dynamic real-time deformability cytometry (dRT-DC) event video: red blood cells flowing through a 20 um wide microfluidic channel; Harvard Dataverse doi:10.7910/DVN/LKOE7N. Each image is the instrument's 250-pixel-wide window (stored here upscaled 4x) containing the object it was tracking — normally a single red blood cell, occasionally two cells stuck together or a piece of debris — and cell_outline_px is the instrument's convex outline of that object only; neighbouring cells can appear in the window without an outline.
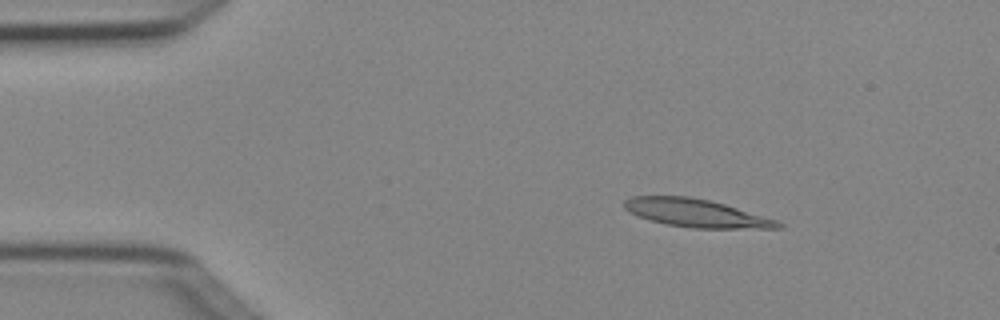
{"species": "Egyptian fruit bat (a non-hibernating species)", "species_latin": "Rousettus aegyptiacus", "temperature_condition": "cold", "stored_images_in_passage": 4, "camera_frame_rate_fps": 3000, "um_per_image_px": 0.085, "animal": {"sex": "female"}, "frame": {"image": 1, "passage_image": 2, "time_ms": 0.333, "image_size_px": [1000, 320], "cell_outline_px": [[784, 228], [692, 228], [668, 224], [652, 220], [628, 212], [624, 208], [624, 200], [632, 196], [688, 196], [708, 200], [724, 204], [776, 220], [784, 224]], "centroid_in_image_um": [59.16, 18.11], "position_along_channel_um": 25.8, "area_um2": 24.74}}
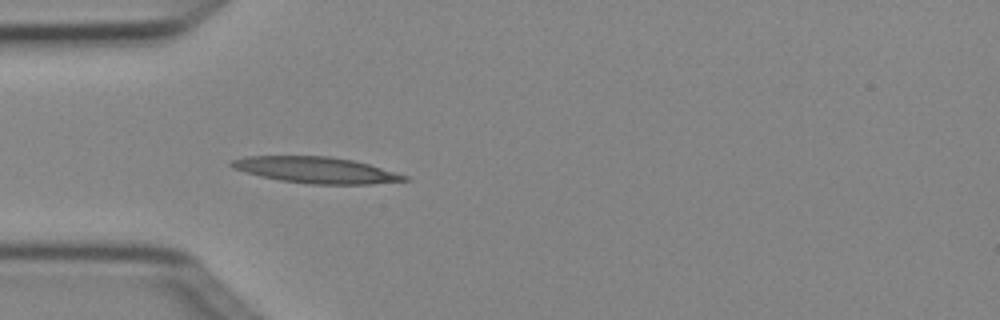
{"frame": {"image": 2, "passage_image": 4, "time_ms": 1.0, "image_size_px": [1000, 320], "cell_outline_px": [[412, 180], [372, 184], [308, 184], [280, 180], [260, 176], [232, 168], [228, 164], [232, 160], [244, 156], [328, 156], [352, 160], [368, 164], [396, 172], [408, 176]], "centroid_in_image_um": [26.86, 14.45], "position_along_channel_um": 58.1, "area_um2": 26.41}}